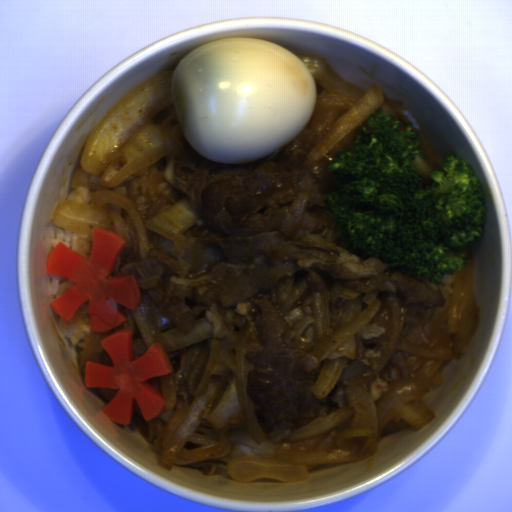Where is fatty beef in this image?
Masks as SVG:
<instances>
[{
  "label": "fatty beef",
  "mask_w": 512,
  "mask_h": 512,
  "mask_svg": "<svg viewBox=\"0 0 512 512\" xmlns=\"http://www.w3.org/2000/svg\"><path fill=\"white\" fill-rule=\"evenodd\" d=\"M358 100L338 92L316 97L302 131L268 157L246 164L210 161L190 144L165 180L168 158L115 187L148 222L178 200L198 219L176 240L148 229L140 235L124 208L104 204L127 223L112 276L132 275L175 329L188 333L205 318L212 336L233 350L245 335L246 391L261 432L285 442L326 413H353L331 431L289 444V450H349L355 460L377 448L379 400L413 379V354L392 346V308L376 313L326 359L348 358L325 397L313 389L327 340L358 317L370 291L396 301L399 339L412 349L451 352L448 325L454 275L429 284L378 259L351 254L324 206L335 155L312 163L308 155ZM353 460V461H355Z\"/></svg>",
  "instance_id": "8fa450e3"
},
{
  "label": "fatty beef",
  "mask_w": 512,
  "mask_h": 512,
  "mask_svg": "<svg viewBox=\"0 0 512 512\" xmlns=\"http://www.w3.org/2000/svg\"><path fill=\"white\" fill-rule=\"evenodd\" d=\"M118 311L127 319L125 323L118 326L117 328L108 332H95L92 331L82 340L76 343L77 349V361L79 369L82 375L85 376V365L87 361H92L104 365H112L110 355L103 348L101 341L110 334L121 329H130L131 331V346H132V360H135L145 352H147V346L141 335V332L135 322L133 310L117 304Z\"/></svg>",
  "instance_id": "1bbc456c"
},
{
  "label": "fatty beef",
  "mask_w": 512,
  "mask_h": 512,
  "mask_svg": "<svg viewBox=\"0 0 512 512\" xmlns=\"http://www.w3.org/2000/svg\"><path fill=\"white\" fill-rule=\"evenodd\" d=\"M202 349V343L191 345L165 353L173 367L175 385V403L179 407H188L193 403V396L188 390V377L191 366Z\"/></svg>",
  "instance_id": "5ad873be"
},
{
  "label": "fatty beef",
  "mask_w": 512,
  "mask_h": 512,
  "mask_svg": "<svg viewBox=\"0 0 512 512\" xmlns=\"http://www.w3.org/2000/svg\"><path fill=\"white\" fill-rule=\"evenodd\" d=\"M479 308L476 299L468 291L466 303L458 329V347L456 359L458 360L471 344L479 321Z\"/></svg>",
  "instance_id": "51303b74"
},
{
  "label": "fatty beef",
  "mask_w": 512,
  "mask_h": 512,
  "mask_svg": "<svg viewBox=\"0 0 512 512\" xmlns=\"http://www.w3.org/2000/svg\"><path fill=\"white\" fill-rule=\"evenodd\" d=\"M131 418H134L143 432L146 434L154 453L161 454L164 448L163 432L166 423L159 414L155 418L146 421L144 413L137 401L133 400Z\"/></svg>",
  "instance_id": "2513f850"
},
{
  "label": "fatty beef",
  "mask_w": 512,
  "mask_h": 512,
  "mask_svg": "<svg viewBox=\"0 0 512 512\" xmlns=\"http://www.w3.org/2000/svg\"><path fill=\"white\" fill-rule=\"evenodd\" d=\"M296 57L304 63L313 81L326 78L329 67L326 58L310 54H299Z\"/></svg>",
  "instance_id": "7934fd38"
},
{
  "label": "fatty beef",
  "mask_w": 512,
  "mask_h": 512,
  "mask_svg": "<svg viewBox=\"0 0 512 512\" xmlns=\"http://www.w3.org/2000/svg\"><path fill=\"white\" fill-rule=\"evenodd\" d=\"M232 458L229 457L228 453L226 454L223 460H219L216 462L196 466L198 470L203 473L205 476H221L226 479H234L228 473L227 466Z\"/></svg>",
  "instance_id": "6575b59f"
},
{
  "label": "fatty beef",
  "mask_w": 512,
  "mask_h": 512,
  "mask_svg": "<svg viewBox=\"0 0 512 512\" xmlns=\"http://www.w3.org/2000/svg\"><path fill=\"white\" fill-rule=\"evenodd\" d=\"M91 388V387H90ZM95 392H97L108 404L111 399L115 396L118 390H112L108 388H91Z\"/></svg>",
  "instance_id": "f438e4f6"
}]
</instances>
